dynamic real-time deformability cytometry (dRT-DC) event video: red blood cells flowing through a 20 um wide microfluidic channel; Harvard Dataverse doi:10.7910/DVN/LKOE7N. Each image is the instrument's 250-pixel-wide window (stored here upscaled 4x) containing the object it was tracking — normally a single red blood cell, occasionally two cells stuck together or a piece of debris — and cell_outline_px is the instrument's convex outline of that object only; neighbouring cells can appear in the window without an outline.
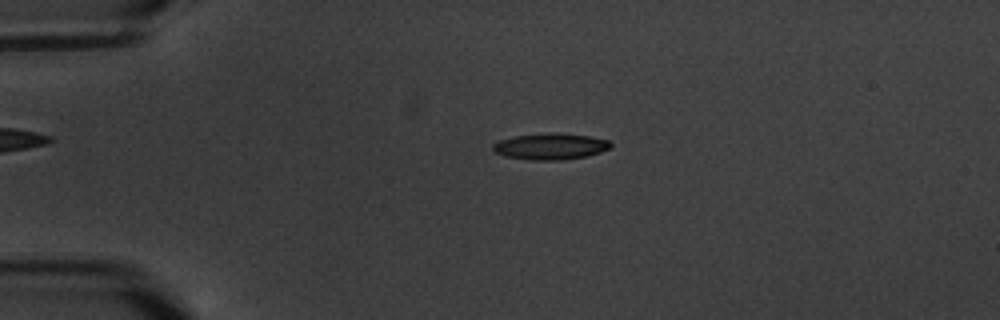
{"species": "common noctule bat (a hibernating species)", "species_latin": "Nyctalus noctula", "temperature_condition": "warm", "stored_images_in_passage": 5, "camera_frame_rate_fps": 3000, "um_per_image_px": 0.085, "animal": {"sex": "male", "body_mass_g": 20.1, "forearm_length_mm": 53.5}, "frame": {"image": 1, "passage_image": 4, "time_ms": 3.333, "image_size_px": [1000, 320], "cell_outline_px": [[612, 144], [608, 148], [600, 152], [588, 156], [560, 160], [528, 160], [504, 156], [496, 152], [492, 148], [492, 144], [500, 140], [516, 136], [588, 136], [608, 140]], "centroid_in_image_um": [46.76, 12.51], "position_along_channel_um": 38.2, "area_um2": 16.88}}